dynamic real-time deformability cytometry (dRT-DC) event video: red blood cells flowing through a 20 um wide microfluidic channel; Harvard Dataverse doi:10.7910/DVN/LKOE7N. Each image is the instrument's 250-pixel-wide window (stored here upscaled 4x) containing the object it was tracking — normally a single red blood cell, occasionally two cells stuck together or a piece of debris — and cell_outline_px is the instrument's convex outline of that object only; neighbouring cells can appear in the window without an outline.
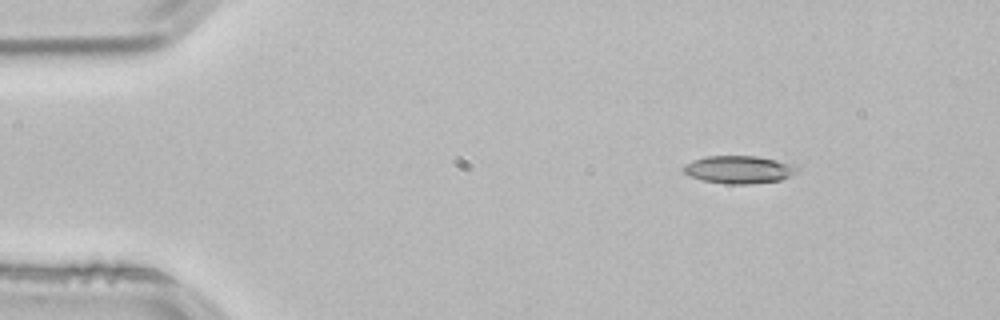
{"species": "common noctule bat (a hibernating species)", "species_latin": "Nyctalus noctula", "temperature_condition": "room temperature", "stored_images_in_passage": 47, "camera_frame_rate_fps": 3000, "um_per_image_px": 0.085, "animal": {"sex": "male", "body_mass_g": 21.5, "forearm_length_mm": 52.0}, "frame": {"image": 1, "passage_image": 1, "time_ms": 0.0, "image_size_px": [1000, 320], "cell_outline_px": [[800, 168], [796, 172], [780, 180], [748, 184], [724, 184], [704, 180], [688, 176], [680, 168], [684, 164], [692, 160], [704, 156], [756, 156], [776, 160], [792, 164]], "centroid_in_image_um": [62.75, 14.41], "position_along_channel_um": 22.3, "area_um2": 18.44}}
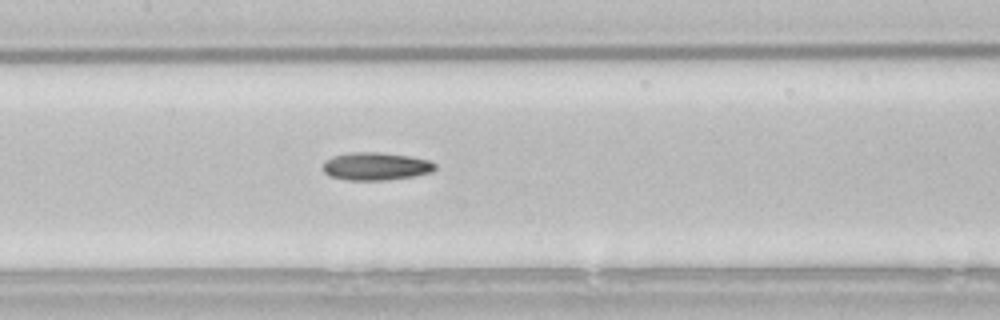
{"frame": {"image": 2, "passage_image": 19, "time_ms": 6.0, "image_size_px": [1000, 320], "cell_outline_px": [[436, 168], [432, 172], [412, 176], [388, 180], [348, 180], [328, 176], [320, 168], [324, 160], [332, 156], [348, 152], [380, 152], [408, 156], [428, 160], [436, 164]], "centroid_in_image_um": [31.87, 14.13], "position_along_channel_um": 175.5, "area_um2": 18.44}}
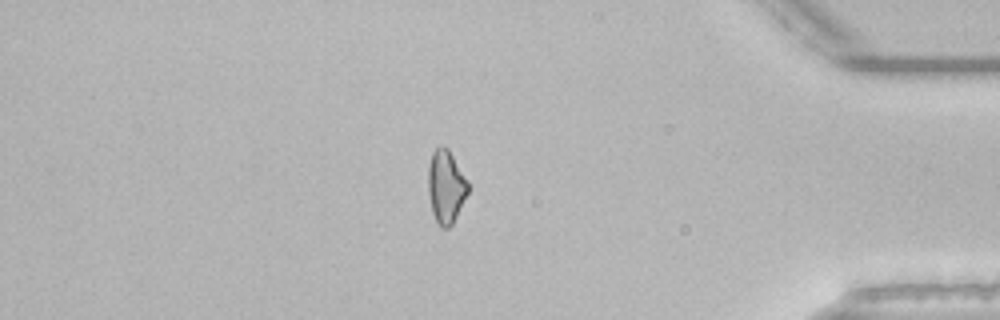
{"frame": {"image": 3, "passage_image": 39, "time_ms": 12.667, "image_size_px": [1000, 320], "cell_outline_px": [[468, 192], [452, 224], [448, 228], [440, 228], [432, 212], [428, 192], [428, 164], [432, 152], [436, 148], [444, 144], [448, 148], [468, 180]], "centroid_in_image_um": [37.89, 15.83], "position_along_channel_um": 397.3, "area_um2": 17.05}}